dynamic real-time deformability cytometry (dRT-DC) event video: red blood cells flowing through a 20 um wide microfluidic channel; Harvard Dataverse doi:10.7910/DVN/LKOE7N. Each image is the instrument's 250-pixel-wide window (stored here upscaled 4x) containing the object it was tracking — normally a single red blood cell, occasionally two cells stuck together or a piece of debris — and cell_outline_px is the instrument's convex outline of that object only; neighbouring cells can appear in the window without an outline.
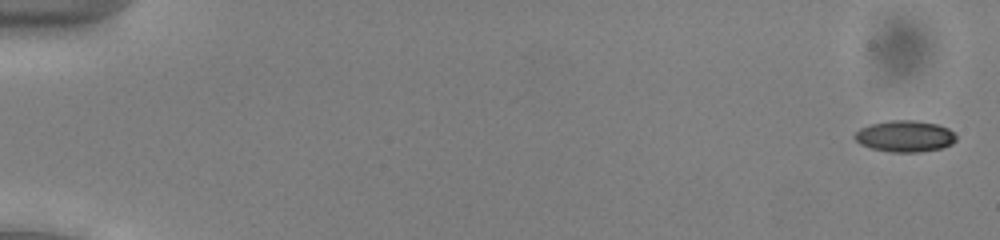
{"species": "common noctule bat (a hibernating species)", "species_latin": "Nyctalus noctula", "temperature_condition": "cold", "stored_images_in_passage": 54, "camera_frame_rate_fps": 3000, "um_per_image_px": 0.085, "animal": {"sex": "male", "body_mass_g": 13.0, "forearm_length_mm": 53.1}, "frame": {"image": 1, "passage_image": 2, "time_ms": 0.333, "image_size_px": [1000, 240], "cell_outline_px": [[956, 140], [952, 144], [940, 148], [920, 152], [888, 152], [872, 148], [860, 144], [852, 136], [860, 128], [872, 124], [892, 120], [912, 120], [936, 124], [948, 128], [956, 136]], "centroid_in_image_um": [76.9, 11.58], "position_along_channel_um": 8.1, "area_um2": 18.44}}
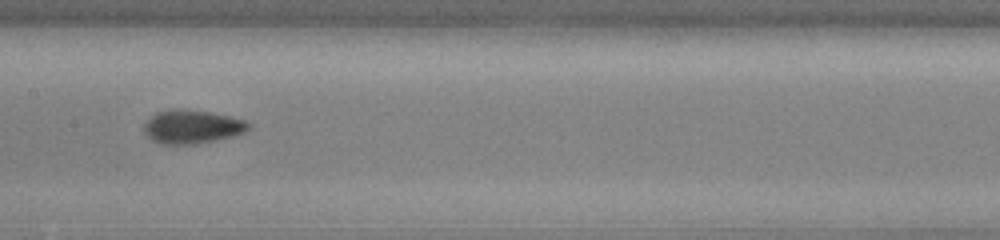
{"frame": {"image": 2, "passage_image": 29, "time_ms": 9.333, "image_size_px": [1000, 240], "cell_outline_px": [[252, 128], [236, 136], [196, 144], [160, 144], [152, 140], [144, 132], [144, 124], [156, 112], [172, 108], [176, 108], [208, 112], [228, 116], [244, 120], [252, 124]], "centroid_in_image_um": [16.35, 10.78], "position_along_channel_um": 191.1, "area_um2": 20.58}}
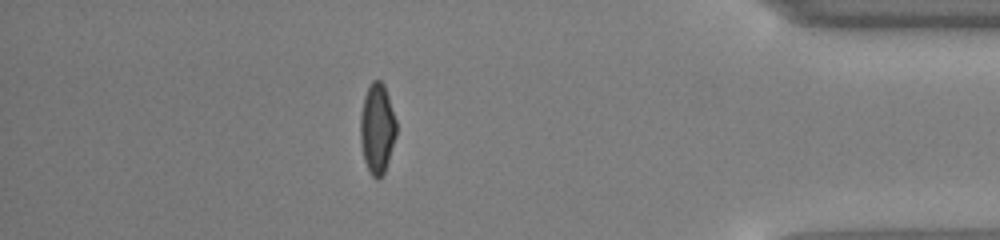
{"frame": {"image": 3, "passage_image": 48, "time_ms": 15.667, "image_size_px": [1000, 240], "cell_outline_px": [[396, 136], [384, 172], [376, 180], [372, 176], [364, 160], [360, 140], [360, 116], [364, 96], [372, 80], [380, 80], [384, 84], [396, 120]], "centroid_in_image_um": [32.05, 10.91], "position_along_channel_um": 403.2, "area_um2": 18.73}, "authors_computed_cell_mechanics": {"area_um2": 18.9584, "velocity_mm_per_s": 3.9222, "shape_relaxation_time_tau1_ms": 3.0477, "shape_relaxation_time_tau2_ms": 1.7412, "deformation_change_tau1": 0.1173, "deformation_change_tau2": 0.0516}}